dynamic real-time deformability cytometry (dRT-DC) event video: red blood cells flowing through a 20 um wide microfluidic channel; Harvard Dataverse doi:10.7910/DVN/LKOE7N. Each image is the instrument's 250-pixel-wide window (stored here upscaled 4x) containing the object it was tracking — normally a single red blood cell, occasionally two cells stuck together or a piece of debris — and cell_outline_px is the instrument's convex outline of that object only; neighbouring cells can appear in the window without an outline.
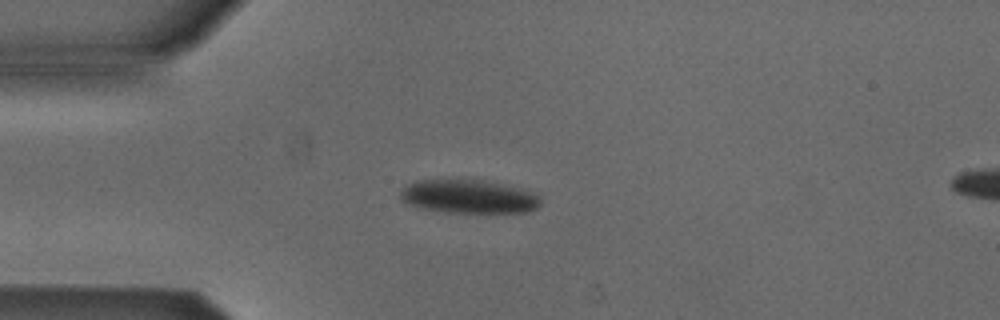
{"species": "Egyptian fruit bat (a non-hibernating species)", "species_latin": "Rousettus aegyptiacus", "temperature_condition": "cold", "stored_images_in_passage": 5, "segment_of_instrument_passage": [1, 2], "camera_frame_rate_fps": 3000, "um_per_image_px": 0.085, "animal": {"sex": "male"}, "frame": {"image": 1, "passage_image": 4, "time_ms": 1.0, "image_size_px": [1000, 320], "cell_outline_px": [[540, 204], [536, 208], [528, 212], [444, 212], [420, 208], [408, 204], [400, 200], [400, 192], [408, 184], [416, 180], [480, 180], [520, 188], [536, 192], [540, 200]], "centroid_in_image_um": [39.82, 16.71], "position_along_channel_um": 45.2, "area_um2": 27.28}}